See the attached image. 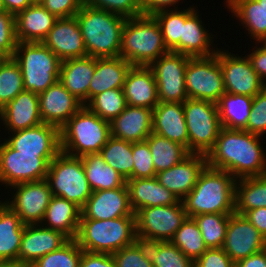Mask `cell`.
Instances as JSON below:
<instances>
[{"label": "cell", "mask_w": 266, "mask_h": 267, "mask_svg": "<svg viewBox=\"0 0 266 267\" xmlns=\"http://www.w3.org/2000/svg\"><path fill=\"white\" fill-rule=\"evenodd\" d=\"M124 216H135L130 206L127 184L115 189L92 192L81 208L80 219L105 220Z\"/></svg>", "instance_id": "e0dca14e"}, {"label": "cell", "mask_w": 266, "mask_h": 267, "mask_svg": "<svg viewBox=\"0 0 266 267\" xmlns=\"http://www.w3.org/2000/svg\"><path fill=\"white\" fill-rule=\"evenodd\" d=\"M152 132L182 144L189 151L183 103L159 102L153 109Z\"/></svg>", "instance_id": "4316f807"}, {"label": "cell", "mask_w": 266, "mask_h": 267, "mask_svg": "<svg viewBox=\"0 0 266 267\" xmlns=\"http://www.w3.org/2000/svg\"><path fill=\"white\" fill-rule=\"evenodd\" d=\"M104 161L127 181L132 179L133 153L132 143L110 136L100 151Z\"/></svg>", "instance_id": "ab89813d"}, {"label": "cell", "mask_w": 266, "mask_h": 267, "mask_svg": "<svg viewBox=\"0 0 266 267\" xmlns=\"http://www.w3.org/2000/svg\"><path fill=\"white\" fill-rule=\"evenodd\" d=\"M230 214L208 213L192 217L201 231L207 248L223 247Z\"/></svg>", "instance_id": "b9f144b4"}, {"label": "cell", "mask_w": 266, "mask_h": 267, "mask_svg": "<svg viewBox=\"0 0 266 267\" xmlns=\"http://www.w3.org/2000/svg\"><path fill=\"white\" fill-rule=\"evenodd\" d=\"M153 17L160 25L167 49L180 53V37L185 22V9L164 10L155 13Z\"/></svg>", "instance_id": "7bdbcfd3"}, {"label": "cell", "mask_w": 266, "mask_h": 267, "mask_svg": "<svg viewBox=\"0 0 266 267\" xmlns=\"http://www.w3.org/2000/svg\"><path fill=\"white\" fill-rule=\"evenodd\" d=\"M131 66L120 56L95 58V72L89 86V101L109 89H122Z\"/></svg>", "instance_id": "d6a6232c"}, {"label": "cell", "mask_w": 266, "mask_h": 267, "mask_svg": "<svg viewBox=\"0 0 266 267\" xmlns=\"http://www.w3.org/2000/svg\"><path fill=\"white\" fill-rule=\"evenodd\" d=\"M180 1L183 0H141L143 15L153 16L160 11L181 9L177 6Z\"/></svg>", "instance_id": "6f0895ef"}, {"label": "cell", "mask_w": 266, "mask_h": 267, "mask_svg": "<svg viewBox=\"0 0 266 267\" xmlns=\"http://www.w3.org/2000/svg\"><path fill=\"white\" fill-rule=\"evenodd\" d=\"M12 58L22 72L25 91L40 94L59 80L62 61L43 42H18Z\"/></svg>", "instance_id": "52a82bcc"}, {"label": "cell", "mask_w": 266, "mask_h": 267, "mask_svg": "<svg viewBox=\"0 0 266 267\" xmlns=\"http://www.w3.org/2000/svg\"><path fill=\"white\" fill-rule=\"evenodd\" d=\"M261 207H266V174L236 179L235 213L244 215Z\"/></svg>", "instance_id": "8d00e7d4"}, {"label": "cell", "mask_w": 266, "mask_h": 267, "mask_svg": "<svg viewBox=\"0 0 266 267\" xmlns=\"http://www.w3.org/2000/svg\"><path fill=\"white\" fill-rule=\"evenodd\" d=\"M81 160L92 192L126 185L124 177L108 165L100 153L83 155Z\"/></svg>", "instance_id": "e575fe53"}, {"label": "cell", "mask_w": 266, "mask_h": 267, "mask_svg": "<svg viewBox=\"0 0 266 267\" xmlns=\"http://www.w3.org/2000/svg\"><path fill=\"white\" fill-rule=\"evenodd\" d=\"M7 134L9 136H7ZM4 139L14 150L27 154H59L60 129L52 124L6 133Z\"/></svg>", "instance_id": "ac0fdd59"}, {"label": "cell", "mask_w": 266, "mask_h": 267, "mask_svg": "<svg viewBox=\"0 0 266 267\" xmlns=\"http://www.w3.org/2000/svg\"><path fill=\"white\" fill-rule=\"evenodd\" d=\"M133 173L132 179L156 177V171L149 145L146 141L132 143Z\"/></svg>", "instance_id": "681fc988"}, {"label": "cell", "mask_w": 266, "mask_h": 267, "mask_svg": "<svg viewBox=\"0 0 266 267\" xmlns=\"http://www.w3.org/2000/svg\"><path fill=\"white\" fill-rule=\"evenodd\" d=\"M101 119L112 122L127 106L123 89H109L94 96L86 105Z\"/></svg>", "instance_id": "ee69618b"}, {"label": "cell", "mask_w": 266, "mask_h": 267, "mask_svg": "<svg viewBox=\"0 0 266 267\" xmlns=\"http://www.w3.org/2000/svg\"><path fill=\"white\" fill-rule=\"evenodd\" d=\"M207 166L205 154L190 153L173 167L156 174L160 184L182 201L197 183L200 173Z\"/></svg>", "instance_id": "ffe728a7"}, {"label": "cell", "mask_w": 266, "mask_h": 267, "mask_svg": "<svg viewBox=\"0 0 266 267\" xmlns=\"http://www.w3.org/2000/svg\"><path fill=\"white\" fill-rule=\"evenodd\" d=\"M58 18L42 4H31L15 16L18 42H42Z\"/></svg>", "instance_id": "f1b7e54d"}, {"label": "cell", "mask_w": 266, "mask_h": 267, "mask_svg": "<svg viewBox=\"0 0 266 267\" xmlns=\"http://www.w3.org/2000/svg\"><path fill=\"white\" fill-rule=\"evenodd\" d=\"M219 63L225 92L255 97L266 85L255 72L247 55L219 47Z\"/></svg>", "instance_id": "9a60e30c"}, {"label": "cell", "mask_w": 266, "mask_h": 267, "mask_svg": "<svg viewBox=\"0 0 266 267\" xmlns=\"http://www.w3.org/2000/svg\"><path fill=\"white\" fill-rule=\"evenodd\" d=\"M41 4L57 18H69L80 11L83 0H44Z\"/></svg>", "instance_id": "db71d44e"}, {"label": "cell", "mask_w": 266, "mask_h": 267, "mask_svg": "<svg viewBox=\"0 0 266 267\" xmlns=\"http://www.w3.org/2000/svg\"><path fill=\"white\" fill-rule=\"evenodd\" d=\"M17 43L15 16L0 8V53L12 58Z\"/></svg>", "instance_id": "816d5d0a"}, {"label": "cell", "mask_w": 266, "mask_h": 267, "mask_svg": "<svg viewBox=\"0 0 266 267\" xmlns=\"http://www.w3.org/2000/svg\"><path fill=\"white\" fill-rule=\"evenodd\" d=\"M110 136V122L83 106L60 129V148L74 157L100 153Z\"/></svg>", "instance_id": "8992f818"}, {"label": "cell", "mask_w": 266, "mask_h": 267, "mask_svg": "<svg viewBox=\"0 0 266 267\" xmlns=\"http://www.w3.org/2000/svg\"><path fill=\"white\" fill-rule=\"evenodd\" d=\"M31 4H41L44 0H29Z\"/></svg>", "instance_id": "e7e4bbea"}, {"label": "cell", "mask_w": 266, "mask_h": 267, "mask_svg": "<svg viewBox=\"0 0 266 267\" xmlns=\"http://www.w3.org/2000/svg\"><path fill=\"white\" fill-rule=\"evenodd\" d=\"M184 115L189 135V152L207 155L222 128L217 103L188 98Z\"/></svg>", "instance_id": "9c48e42d"}, {"label": "cell", "mask_w": 266, "mask_h": 267, "mask_svg": "<svg viewBox=\"0 0 266 267\" xmlns=\"http://www.w3.org/2000/svg\"><path fill=\"white\" fill-rule=\"evenodd\" d=\"M189 58L169 51L149 66L157 84L159 102L184 103L188 99L185 71Z\"/></svg>", "instance_id": "4fadbf2b"}, {"label": "cell", "mask_w": 266, "mask_h": 267, "mask_svg": "<svg viewBox=\"0 0 266 267\" xmlns=\"http://www.w3.org/2000/svg\"><path fill=\"white\" fill-rule=\"evenodd\" d=\"M87 56L107 58L120 56L125 17L83 4L75 15Z\"/></svg>", "instance_id": "3957f363"}, {"label": "cell", "mask_w": 266, "mask_h": 267, "mask_svg": "<svg viewBox=\"0 0 266 267\" xmlns=\"http://www.w3.org/2000/svg\"><path fill=\"white\" fill-rule=\"evenodd\" d=\"M83 4L106 10L125 18H134L143 15L141 0H83Z\"/></svg>", "instance_id": "c3c4849f"}, {"label": "cell", "mask_w": 266, "mask_h": 267, "mask_svg": "<svg viewBox=\"0 0 266 267\" xmlns=\"http://www.w3.org/2000/svg\"><path fill=\"white\" fill-rule=\"evenodd\" d=\"M263 142L262 136L222 127L214 147L206 155L207 166L229 172L235 179L265 175Z\"/></svg>", "instance_id": "6da1fadb"}, {"label": "cell", "mask_w": 266, "mask_h": 267, "mask_svg": "<svg viewBox=\"0 0 266 267\" xmlns=\"http://www.w3.org/2000/svg\"><path fill=\"white\" fill-rule=\"evenodd\" d=\"M253 98L225 92L217 102L221 126L227 129L245 130Z\"/></svg>", "instance_id": "d590c367"}, {"label": "cell", "mask_w": 266, "mask_h": 267, "mask_svg": "<svg viewBox=\"0 0 266 267\" xmlns=\"http://www.w3.org/2000/svg\"><path fill=\"white\" fill-rule=\"evenodd\" d=\"M10 57L4 53H0V70L7 63Z\"/></svg>", "instance_id": "be15d7a7"}, {"label": "cell", "mask_w": 266, "mask_h": 267, "mask_svg": "<svg viewBox=\"0 0 266 267\" xmlns=\"http://www.w3.org/2000/svg\"><path fill=\"white\" fill-rule=\"evenodd\" d=\"M117 267H153L140 240L112 254Z\"/></svg>", "instance_id": "7dc6e473"}, {"label": "cell", "mask_w": 266, "mask_h": 267, "mask_svg": "<svg viewBox=\"0 0 266 267\" xmlns=\"http://www.w3.org/2000/svg\"><path fill=\"white\" fill-rule=\"evenodd\" d=\"M225 8L253 42H266V0H224ZM241 23V24H240Z\"/></svg>", "instance_id": "f546056e"}, {"label": "cell", "mask_w": 266, "mask_h": 267, "mask_svg": "<svg viewBox=\"0 0 266 267\" xmlns=\"http://www.w3.org/2000/svg\"><path fill=\"white\" fill-rule=\"evenodd\" d=\"M140 241L153 267H194V262L171 241Z\"/></svg>", "instance_id": "f35d334b"}, {"label": "cell", "mask_w": 266, "mask_h": 267, "mask_svg": "<svg viewBox=\"0 0 266 267\" xmlns=\"http://www.w3.org/2000/svg\"><path fill=\"white\" fill-rule=\"evenodd\" d=\"M167 52L160 25L153 16L126 19L120 57L132 66H150Z\"/></svg>", "instance_id": "277c9868"}, {"label": "cell", "mask_w": 266, "mask_h": 267, "mask_svg": "<svg viewBox=\"0 0 266 267\" xmlns=\"http://www.w3.org/2000/svg\"><path fill=\"white\" fill-rule=\"evenodd\" d=\"M24 226L20 217L0 200V260L18 263Z\"/></svg>", "instance_id": "836d02e7"}, {"label": "cell", "mask_w": 266, "mask_h": 267, "mask_svg": "<svg viewBox=\"0 0 266 267\" xmlns=\"http://www.w3.org/2000/svg\"><path fill=\"white\" fill-rule=\"evenodd\" d=\"M186 93L190 99L214 103L225 93L219 49L209 57H190L185 71Z\"/></svg>", "instance_id": "8fae6325"}, {"label": "cell", "mask_w": 266, "mask_h": 267, "mask_svg": "<svg viewBox=\"0 0 266 267\" xmlns=\"http://www.w3.org/2000/svg\"><path fill=\"white\" fill-rule=\"evenodd\" d=\"M58 154H27L14 150L0 140V185H12L46 179L48 166Z\"/></svg>", "instance_id": "30bf717a"}, {"label": "cell", "mask_w": 266, "mask_h": 267, "mask_svg": "<svg viewBox=\"0 0 266 267\" xmlns=\"http://www.w3.org/2000/svg\"><path fill=\"white\" fill-rule=\"evenodd\" d=\"M0 267H22V266L16 261L0 260Z\"/></svg>", "instance_id": "6125c7cd"}, {"label": "cell", "mask_w": 266, "mask_h": 267, "mask_svg": "<svg viewBox=\"0 0 266 267\" xmlns=\"http://www.w3.org/2000/svg\"><path fill=\"white\" fill-rule=\"evenodd\" d=\"M24 91L19 65L10 58L0 70V110Z\"/></svg>", "instance_id": "bcb514c9"}, {"label": "cell", "mask_w": 266, "mask_h": 267, "mask_svg": "<svg viewBox=\"0 0 266 267\" xmlns=\"http://www.w3.org/2000/svg\"><path fill=\"white\" fill-rule=\"evenodd\" d=\"M69 239L59 231L46 228L41 224L24 226L18 263L30 267L42 256L59 249Z\"/></svg>", "instance_id": "d6986e66"}, {"label": "cell", "mask_w": 266, "mask_h": 267, "mask_svg": "<svg viewBox=\"0 0 266 267\" xmlns=\"http://www.w3.org/2000/svg\"><path fill=\"white\" fill-rule=\"evenodd\" d=\"M153 110L127 105L111 123V136L127 142L145 141L152 133Z\"/></svg>", "instance_id": "d4e9b609"}, {"label": "cell", "mask_w": 266, "mask_h": 267, "mask_svg": "<svg viewBox=\"0 0 266 267\" xmlns=\"http://www.w3.org/2000/svg\"><path fill=\"white\" fill-rule=\"evenodd\" d=\"M94 72V57L68 59L61 62L58 81L85 106L89 102V86Z\"/></svg>", "instance_id": "83f0119b"}, {"label": "cell", "mask_w": 266, "mask_h": 267, "mask_svg": "<svg viewBox=\"0 0 266 267\" xmlns=\"http://www.w3.org/2000/svg\"><path fill=\"white\" fill-rule=\"evenodd\" d=\"M126 184L134 213L142 208L173 205L179 201L156 177L128 179Z\"/></svg>", "instance_id": "4dcf8cb0"}, {"label": "cell", "mask_w": 266, "mask_h": 267, "mask_svg": "<svg viewBox=\"0 0 266 267\" xmlns=\"http://www.w3.org/2000/svg\"><path fill=\"white\" fill-rule=\"evenodd\" d=\"M46 180L52 195L65 198L80 208L92 194L81 157L62 151L50 162Z\"/></svg>", "instance_id": "ba28073f"}, {"label": "cell", "mask_w": 266, "mask_h": 267, "mask_svg": "<svg viewBox=\"0 0 266 267\" xmlns=\"http://www.w3.org/2000/svg\"><path fill=\"white\" fill-rule=\"evenodd\" d=\"M137 240L135 216L80 219L76 241L83 251L113 254Z\"/></svg>", "instance_id": "5b68a950"}, {"label": "cell", "mask_w": 266, "mask_h": 267, "mask_svg": "<svg viewBox=\"0 0 266 267\" xmlns=\"http://www.w3.org/2000/svg\"><path fill=\"white\" fill-rule=\"evenodd\" d=\"M9 189L7 193L10 198L3 202L20 217L24 225L40 224L52 197L47 180L19 183Z\"/></svg>", "instance_id": "5bb4252c"}, {"label": "cell", "mask_w": 266, "mask_h": 267, "mask_svg": "<svg viewBox=\"0 0 266 267\" xmlns=\"http://www.w3.org/2000/svg\"><path fill=\"white\" fill-rule=\"evenodd\" d=\"M235 184L236 179L229 172L206 166L182 200L187 217L235 213Z\"/></svg>", "instance_id": "7a4b0ae2"}, {"label": "cell", "mask_w": 266, "mask_h": 267, "mask_svg": "<svg viewBox=\"0 0 266 267\" xmlns=\"http://www.w3.org/2000/svg\"><path fill=\"white\" fill-rule=\"evenodd\" d=\"M252 45V49L247 55L253 69L259 75L262 82L266 85V42H257Z\"/></svg>", "instance_id": "11a10c76"}, {"label": "cell", "mask_w": 266, "mask_h": 267, "mask_svg": "<svg viewBox=\"0 0 266 267\" xmlns=\"http://www.w3.org/2000/svg\"><path fill=\"white\" fill-rule=\"evenodd\" d=\"M31 5L29 0H2L1 8L9 14L16 16Z\"/></svg>", "instance_id": "94428289"}, {"label": "cell", "mask_w": 266, "mask_h": 267, "mask_svg": "<svg viewBox=\"0 0 266 267\" xmlns=\"http://www.w3.org/2000/svg\"><path fill=\"white\" fill-rule=\"evenodd\" d=\"M61 61L87 56L77 18H58L42 41Z\"/></svg>", "instance_id": "7402d4cb"}, {"label": "cell", "mask_w": 266, "mask_h": 267, "mask_svg": "<svg viewBox=\"0 0 266 267\" xmlns=\"http://www.w3.org/2000/svg\"><path fill=\"white\" fill-rule=\"evenodd\" d=\"M122 89L127 105L153 110L159 103L157 84L149 66H131Z\"/></svg>", "instance_id": "484cf974"}, {"label": "cell", "mask_w": 266, "mask_h": 267, "mask_svg": "<svg viewBox=\"0 0 266 267\" xmlns=\"http://www.w3.org/2000/svg\"><path fill=\"white\" fill-rule=\"evenodd\" d=\"M80 267H117L112 254L92 253L82 250Z\"/></svg>", "instance_id": "9f6ffc18"}, {"label": "cell", "mask_w": 266, "mask_h": 267, "mask_svg": "<svg viewBox=\"0 0 266 267\" xmlns=\"http://www.w3.org/2000/svg\"><path fill=\"white\" fill-rule=\"evenodd\" d=\"M82 249L76 239H69L59 249L42 256L30 267H80Z\"/></svg>", "instance_id": "f6af8a7d"}, {"label": "cell", "mask_w": 266, "mask_h": 267, "mask_svg": "<svg viewBox=\"0 0 266 267\" xmlns=\"http://www.w3.org/2000/svg\"><path fill=\"white\" fill-rule=\"evenodd\" d=\"M171 242L193 262L208 249L197 223L189 217L177 229Z\"/></svg>", "instance_id": "60d3db41"}, {"label": "cell", "mask_w": 266, "mask_h": 267, "mask_svg": "<svg viewBox=\"0 0 266 267\" xmlns=\"http://www.w3.org/2000/svg\"><path fill=\"white\" fill-rule=\"evenodd\" d=\"M223 250L234 263L266 248V239L244 215L230 214Z\"/></svg>", "instance_id": "2e32d148"}, {"label": "cell", "mask_w": 266, "mask_h": 267, "mask_svg": "<svg viewBox=\"0 0 266 267\" xmlns=\"http://www.w3.org/2000/svg\"><path fill=\"white\" fill-rule=\"evenodd\" d=\"M186 218L180 200L173 205L142 208L135 213L137 240L171 241Z\"/></svg>", "instance_id": "7c38bea8"}, {"label": "cell", "mask_w": 266, "mask_h": 267, "mask_svg": "<svg viewBox=\"0 0 266 267\" xmlns=\"http://www.w3.org/2000/svg\"><path fill=\"white\" fill-rule=\"evenodd\" d=\"M194 267H235L223 248H208L195 262Z\"/></svg>", "instance_id": "f5cc1de1"}, {"label": "cell", "mask_w": 266, "mask_h": 267, "mask_svg": "<svg viewBox=\"0 0 266 267\" xmlns=\"http://www.w3.org/2000/svg\"><path fill=\"white\" fill-rule=\"evenodd\" d=\"M200 16V11L194 4L188 8L185 7V22L180 37L181 54L190 57H209L217 53L219 47H216L214 43L217 36L213 35V32H209V28H205V23Z\"/></svg>", "instance_id": "44dd1931"}, {"label": "cell", "mask_w": 266, "mask_h": 267, "mask_svg": "<svg viewBox=\"0 0 266 267\" xmlns=\"http://www.w3.org/2000/svg\"><path fill=\"white\" fill-rule=\"evenodd\" d=\"M245 131L266 136V86L253 98Z\"/></svg>", "instance_id": "f907efd6"}, {"label": "cell", "mask_w": 266, "mask_h": 267, "mask_svg": "<svg viewBox=\"0 0 266 267\" xmlns=\"http://www.w3.org/2000/svg\"><path fill=\"white\" fill-rule=\"evenodd\" d=\"M81 218V208L65 198L52 195L44 218L40 223L59 231L68 239H76Z\"/></svg>", "instance_id": "1f68e13d"}, {"label": "cell", "mask_w": 266, "mask_h": 267, "mask_svg": "<svg viewBox=\"0 0 266 267\" xmlns=\"http://www.w3.org/2000/svg\"><path fill=\"white\" fill-rule=\"evenodd\" d=\"M244 216L266 239V207L247 211Z\"/></svg>", "instance_id": "680465c9"}, {"label": "cell", "mask_w": 266, "mask_h": 267, "mask_svg": "<svg viewBox=\"0 0 266 267\" xmlns=\"http://www.w3.org/2000/svg\"><path fill=\"white\" fill-rule=\"evenodd\" d=\"M0 124L7 133L40 125L38 94L23 91L0 110Z\"/></svg>", "instance_id": "cb8c5ba5"}, {"label": "cell", "mask_w": 266, "mask_h": 267, "mask_svg": "<svg viewBox=\"0 0 266 267\" xmlns=\"http://www.w3.org/2000/svg\"><path fill=\"white\" fill-rule=\"evenodd\" d=\"M38 98L42 122L55 125L59 129L83 107L59 81L38 94Z\"/></svg>", "instance_id": "603a6c76"}, {"label": "cell", "mask_w": 266, "mask_h": 267, "mask_svg": "<svg viewBox=\"0 0 266 267\" xmlns=\"http://www.w3.org/2000/svg\"><path fill=\"white\" fill-rule=\"evenodd\" d=\"M235 267H266V248L236 262Z\"/></svg>", "instance_id": "91938a15"}, {"label": "cell", "mask_w": 266, "mask_h": 267, "mask_svg": "<svg viewBox=\"0 0 266 267\" xmlns=\"http://www.w3.org/2000/svg\"><path fill=\"white\" fill-rule=\"evenodd\" d=\"M145 141L149 145L156 174L173 167L190 154L182 144L154 132Z\"/></svg>", "instance_id": "74e56055"}]
</instances>
